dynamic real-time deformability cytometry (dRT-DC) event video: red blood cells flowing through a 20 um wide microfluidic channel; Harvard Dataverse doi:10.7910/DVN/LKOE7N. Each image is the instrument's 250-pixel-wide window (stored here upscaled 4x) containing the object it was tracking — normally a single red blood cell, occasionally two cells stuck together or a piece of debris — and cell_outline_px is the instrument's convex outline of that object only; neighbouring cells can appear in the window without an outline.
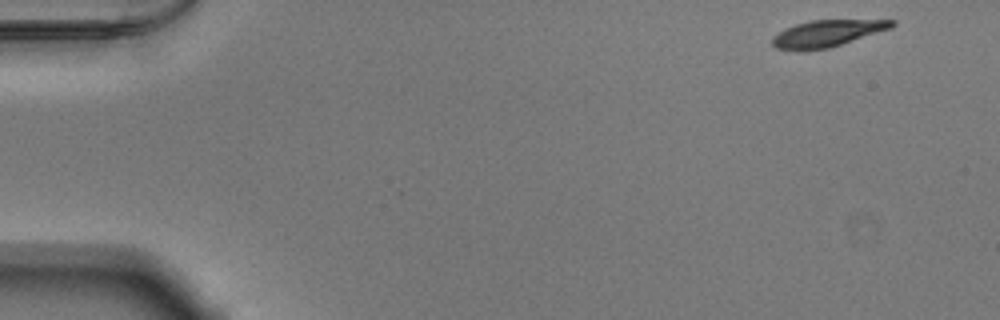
{"species": "Egyptian fruit bat (a non-hibernating species)", "species_latin": "Rousettus aegyptiacus", "temperature_condition": "warm", "stored_images_in_passage": 50, "camera_frame_rate_fps": 3000, "um_per_image_px": 0.085, "animal": {"sex": "male"}, "frame": {"image": 1, "passage_image": 1, "time_ms": 0.0, "image_size_px": [1000, 320], "cell_outline_px": [[896, 24], [892, 28], [828, 48], [776, 48], [772, 44], [772, 36], [784, 28], [796, 24], [812, 20], [896, 20]], "centroid_in_image_um": [70.35, 2.8], "position_along_channel_um": 14.7, "area_um2": 17.98}}
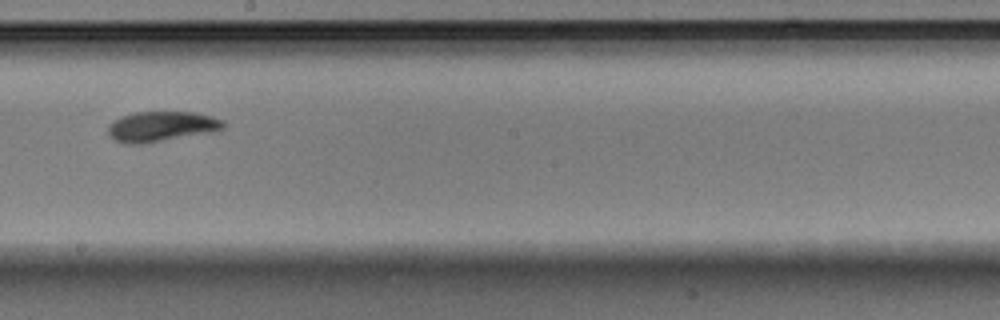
{"frame": {"image": 2, "passage_image": 28, "time_ms": 9.0, "image_size_px": [1000, 320], "cell_outline_px": [[228, 124], [224, 128], [212, 132], [140, 144], [128, 144], [116, 140], [108, 136], [108, 124], [124, 116], [136, 112], [192, 112], [212, 116], [224, 120]], "centroid_in_image_um": [13.76, 10.75], "position_along_channel_um": 234.4, "area_um2": 20.17}}
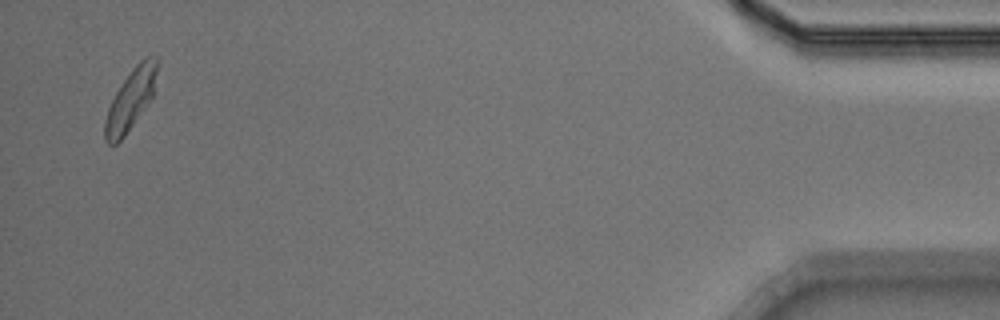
{"frame": {"image": 3, "passage_image": 49, "time_ms": 16.0, "image_size_px": [1000, 320], "cell_outline_px": [[156, 72], [152, 96], [144, 108], [124, 136], [116, 144], [108, 144], [104, 140], [104, 120], [108, 108], [116, 92], [132, 68], [144, 56], [156, 56]], "centroid_in_image_um": [11.06, 8.48], "position_along_channel_um": 424.1, "area_um2": 17.92}, "authors_computed_cell_mechanics": {"area_um2": 19.363, "velocity_mm_per_s": 3.8339, "shape_relaxation_time_tau1_ms": 3.2042, "shape_relaxation_time_tau2_ms": 2.4595, "deformation_change_tau1": 0.1667, "deformation_change_tau2": 0.0614}}